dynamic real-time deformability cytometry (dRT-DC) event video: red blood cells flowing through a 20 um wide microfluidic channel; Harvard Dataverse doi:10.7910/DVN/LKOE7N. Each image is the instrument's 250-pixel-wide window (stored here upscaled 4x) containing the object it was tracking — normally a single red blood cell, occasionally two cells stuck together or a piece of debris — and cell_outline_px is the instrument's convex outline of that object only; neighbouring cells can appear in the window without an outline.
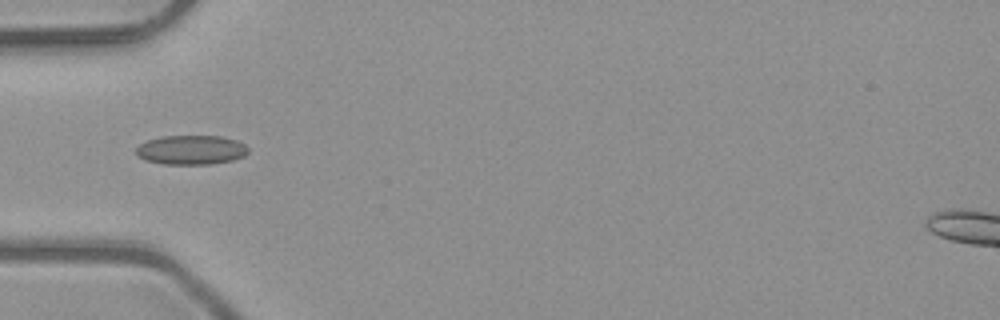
{"species": "common noctule bat (a hibernating species)", "species_latin": "Nyctalus noctula", "temperature_condition": "room temperature", "stored_images_in_passage": 4, "camera_frame_rate_fps": 3000, "um_per_image_px": 0.085, "animal": {"sex": "male", "body_mass_g": 23.1, "forearm_length_mm": 52.7}, "frame": {"image": 1, "passage_image": 3, "time_ms": 0.667, "image_size_px": [1000, 320], "cell_outline_px": [[248, 152], [244, 156], [232, 160], [212, 164], [164, 164], [144, 160], [136, 156], [136, 148], [140, 144], [148, 140], [160, 136], [220, 136], [236, 140], [244, 144], [248, 148]], "centroid_in_image_um": [16.23, 12.74], "position_along_channel_um": 68.8, "area_um2": 19.25}}
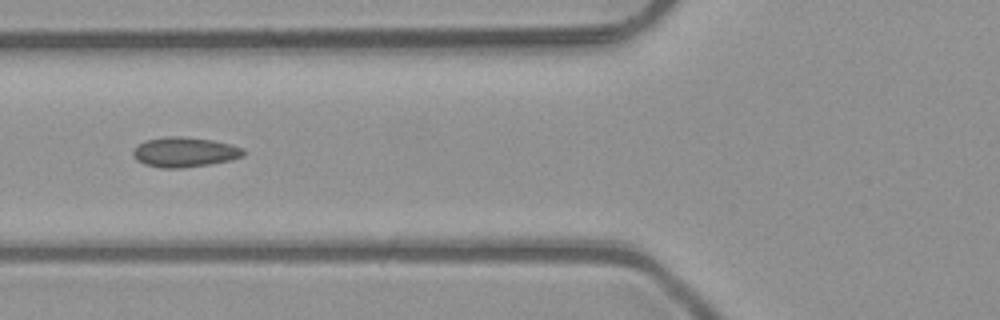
{"frame": {"image": 2, "passage_image": 4, "time_ms": 1.0, "image_size_px": [1000, 320], "cell_outline_px": [[244, 156], [232, 160], [184, 168], [160, 168], [144, 164], [136, 160], [132, 156], [132, 152], [140, 144], [148, 140], [168, 136], [180, 136], [212, 140], [232, 144], [244, 148]], "centroid_in_image_um": [15.71, 12.94], "position_along_channel_um": 110.1, "area_um2": 19.25}}